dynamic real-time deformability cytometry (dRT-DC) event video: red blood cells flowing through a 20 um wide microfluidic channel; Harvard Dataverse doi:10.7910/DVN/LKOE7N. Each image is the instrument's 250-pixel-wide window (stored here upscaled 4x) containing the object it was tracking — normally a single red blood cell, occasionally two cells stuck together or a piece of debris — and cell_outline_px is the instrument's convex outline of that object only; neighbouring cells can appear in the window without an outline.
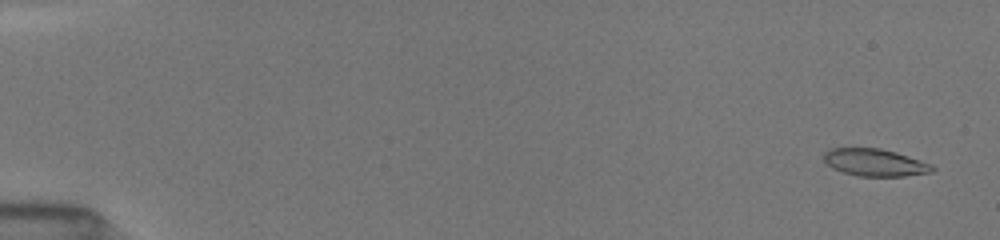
{"species": "common noctule bat (a hibernating species)", "species_latin": "Nyctalus noctula", "temperature_condition": "room temperature", "stored_images_in_passage": 52, "camera_frame_rate_fps": 3000, "um_per_image_px": 0.085, "animal": {"sex": "female", "body_mass_g": 19.5, "forearm_length_mm": 54.1}, "frame": {"image": 1, "passage_image": 3, "time_ms": 0.667, "image_size_px": [1000, 240], "cell_outline_px": [[936, 168], [932, 172], [904, 176], [860, 176], [844, 172], [832, 168], [824, 160], [824, 152], [828, 148], [880, 148], [896, 152], [932, 164]], "centroid_in_image_um": [74.37, 13.8], "position_along_channel_um": 10.6, "area_um2": 17.22}}
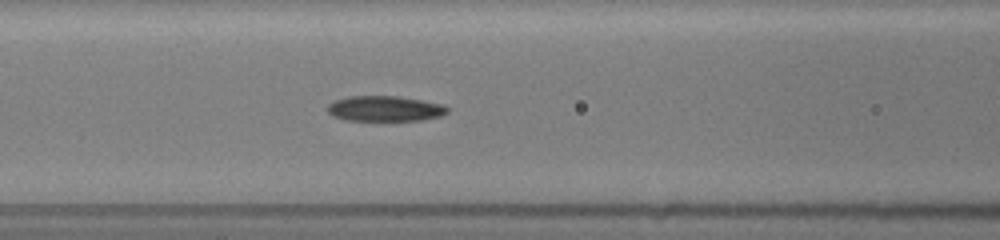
{"frame": {"image": 2, "passage_image": 24, "time_ms": 7.667, "image_size_px": [1000, 240], "cell_outline_px": [[448, 112], [440, 116], [424, 120], [344, 120], [332, 116], [324, 108], [328, 104], [336, 100], [348, 96], [400, 96], [444, 104], [448, 108]], "centroid_in_image_um": [32.7, 9.23], "position_along_channel_um": 133.9, "area_um2": 17.92}}
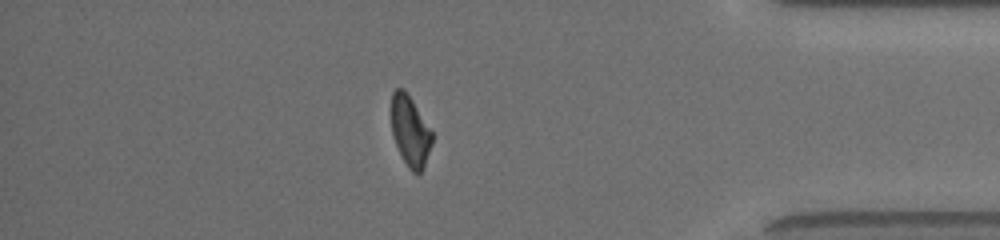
{"frame": {"image": 3, "passage_image": 46, "time_ms": 15.0, "image_size_px": [1000, 240], "cell_outline_px": [[432, 144], [424, 168], [420, 172], [412, 172], [408, 168], [396, 144], [392, 132], [392, 92], [396, 88], [404, 88], [408, 92], [432, 132]], "centroid_in_image_um": [34.88, 11.12], "position_along_channel_um": 400.3, "area_um2": 16.59}, "authors_computed_cell_mechanics": {"area_um2": 18.0047, "velocity_mm_per_s": 4.0292, "shape_relaxation_time_tau1_ms": 4.3746, "shape_relaxation_time_tau2_ms": 4.4357, "deformation_change_tau1": 0.1521, "deformation_change_tau2": 0.1313}}